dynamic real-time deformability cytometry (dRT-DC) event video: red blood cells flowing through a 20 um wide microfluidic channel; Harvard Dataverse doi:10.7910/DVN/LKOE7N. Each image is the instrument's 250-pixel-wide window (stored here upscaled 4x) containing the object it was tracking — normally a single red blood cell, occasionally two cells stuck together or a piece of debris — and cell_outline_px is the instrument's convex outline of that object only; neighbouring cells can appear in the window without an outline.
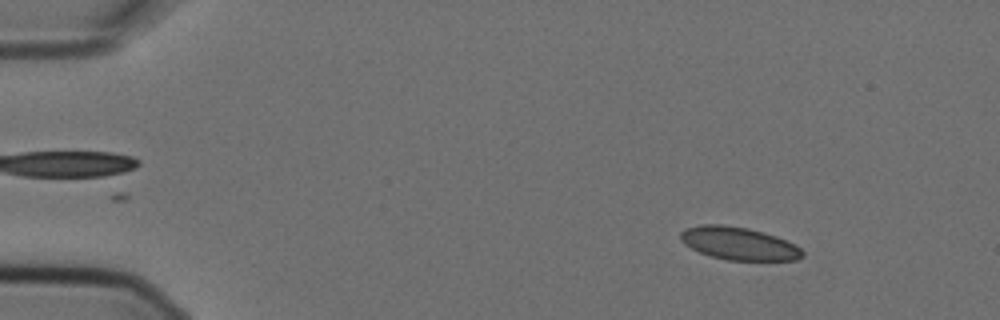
{"species": "Egyptian fruit bat (a non-hibernating species)", "species_latin": "Rousettus aegyptiacus", "temperature_condition": "cold", "stored_images_in_passage": 5, "camera_frame_rate_fps": 3000, "um_per_image_px": 0.085, "animal": {"sex": "female"}, "frame": {"image": 1, "passage_image": 1, "time_ms": 0.0, "image_size_px": [1000, 320], "cell_outline_px": [[804, 256], [796, 260], [728, 260], [712, 256], [700, 252], [684, 244], [680, 240], [680, 232], [684, 228], [700, 224], [724, 224], [748, 228], [764, 232], [776, 236], [800, 248], [804, 252]], "centroid_in_image_um": [62.76, 20.68], "position_along_channel_um": 22.2, "area_um2": 23.29}}
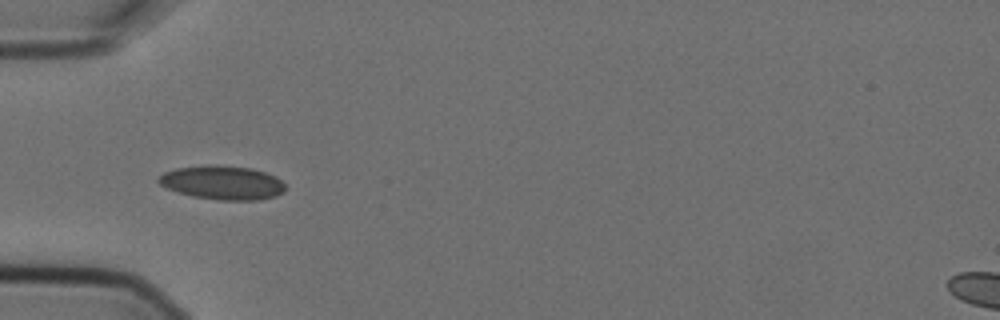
{"frame": {"image": 2, "passage_image": 4, "time_ms": 1.0, "image_size_px": [1000, 320], "cell_outline_px": [[284, 192], [276, 196], [260, 200], [220, 200], [192, 196], [168, 188], [160, 184], [156, 180], [164, 172], [176, 168], [208, 164], [216, 164], [252, 168], [276, 176], [284, 184]], "centroid_in_image_um": [18.92, 15.51], "position_along_channel_um": 66.1, "area_um2": 25.09}}
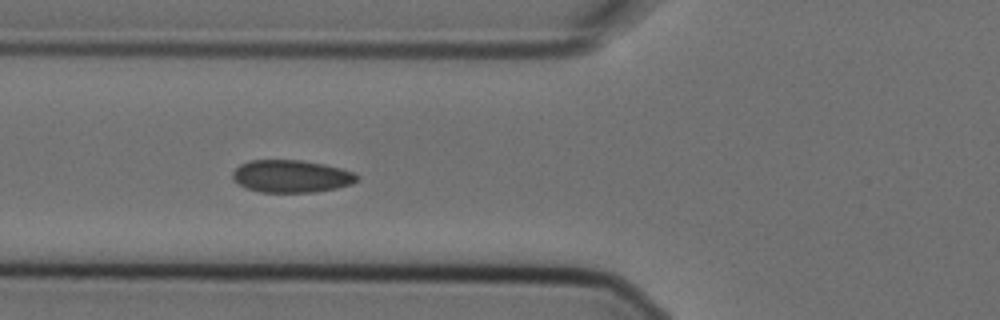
{"frame": {"image": 3, "passage_image": 5, "time_ms": 1.333, "image_size_px": [1000, 320], "cell_outline_px": [[360, 176], [352, 184], [336, 188], [316, 192], [260, 192], [248, 188], [232, 180], [232, 172], [240, 164], [252, 160], [300, 160], [324, 164], [356, 172]], "centroid_in_image_um": [24.78, 14.98], "position_along_channel_um": 101.0, "area_um2": 23.58}}